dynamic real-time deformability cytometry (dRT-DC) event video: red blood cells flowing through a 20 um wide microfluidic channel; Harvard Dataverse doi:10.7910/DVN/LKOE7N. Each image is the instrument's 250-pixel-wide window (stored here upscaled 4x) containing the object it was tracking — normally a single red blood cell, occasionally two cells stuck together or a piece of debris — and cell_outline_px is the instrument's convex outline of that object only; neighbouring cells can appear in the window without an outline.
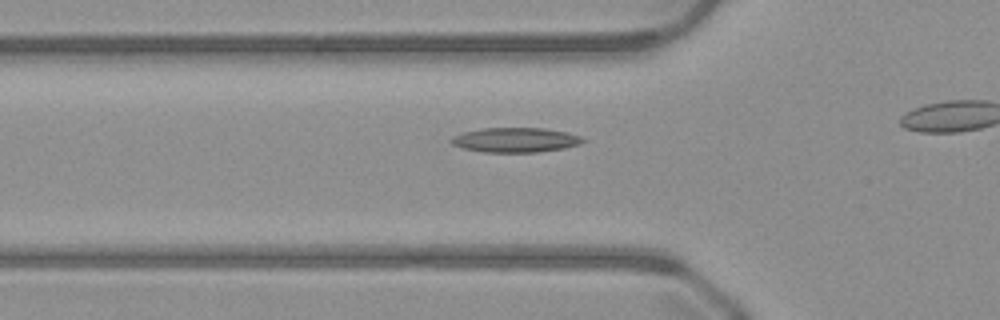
{"species": "common noctule bat (a hibernating species)", "species_latin": "Nyctalus noctula", "temperature_condition": "warm", "stored_images_in_passage": 18, "camera_frame_rate_fps": 3000, "um_per_image_px": 0.085, "animal": {"sex": "male", "body_mass_g": 23.1, "forearm_length_mm": 52.7}, "frame": {"image": 1, "passage_image": 13, "time_ms": 4.0, "image_size_px": [1000, 320], "cell_outline_px": [[584, 140], [580, 144], [564, 148], [536, 152], [484, 152], [460, 148], [452, 144], [448, 140], [452, 136], [464, 132], [480, 128], [544, 128], [568, 132], [580, 136]], "centroid_in_image_um": [43.76, 11.89], "position_along_channel_um": 82.0, "area_um2": 19.02}}
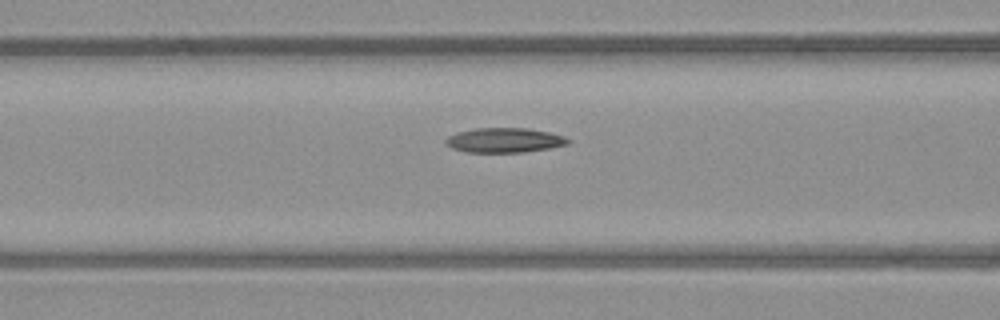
{"frame": {"image": 2, "passage_image": 16, "time_ms": 5.0, "image_size_px": [1000, 320], "cell_outline_px": [[572, 140], [568, 144], [548, 148], [524, 152], [464, 152], [452, 148], [444, 144], [444, 140], [448, 136], [456, 132], [476, 128], [528, 128], [548, 132], [564, 136]], "centroid_in_image_um": [42.84, 11.91], "position_along_channel_um": 123.8, "area_um2": 17.69}}